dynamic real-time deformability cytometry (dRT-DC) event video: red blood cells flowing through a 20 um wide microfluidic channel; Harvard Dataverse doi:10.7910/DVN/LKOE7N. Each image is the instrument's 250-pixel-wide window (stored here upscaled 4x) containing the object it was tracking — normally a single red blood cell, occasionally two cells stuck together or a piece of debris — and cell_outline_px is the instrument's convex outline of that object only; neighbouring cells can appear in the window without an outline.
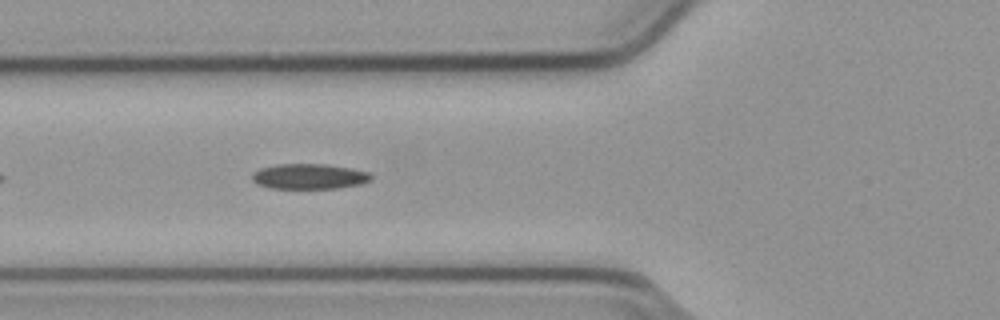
{"species": "common noctule bat (a hibernating species)", "species_latin": "Nyctalus noctula", "temperature_condition": "cold", "stored_images_in_passage": 10, "camera_frame_rate_fps": 3000, "um_per_image_px": 0.085, "animal": {"sex": "male", "body_mass_g": 23.1, "forearm_length_mm": 52.7}, "frame": {"image": 1, "passage_image": 6, "time_ms": 1.667, "image_size_px": [1000, 320], "cell_outline_px": [[372, 180], [360, 184], [336, 188], [272, 188], [256, 184], [252, 180], [252, 172], [260, 168], [280, 164], [324, 164], [352, 168], [368, 172], [372, 176]], "centroid_in_image_um": [26.27, 14.99], "position_along_channel_um": 99.5, "area_um2": 17.51}}